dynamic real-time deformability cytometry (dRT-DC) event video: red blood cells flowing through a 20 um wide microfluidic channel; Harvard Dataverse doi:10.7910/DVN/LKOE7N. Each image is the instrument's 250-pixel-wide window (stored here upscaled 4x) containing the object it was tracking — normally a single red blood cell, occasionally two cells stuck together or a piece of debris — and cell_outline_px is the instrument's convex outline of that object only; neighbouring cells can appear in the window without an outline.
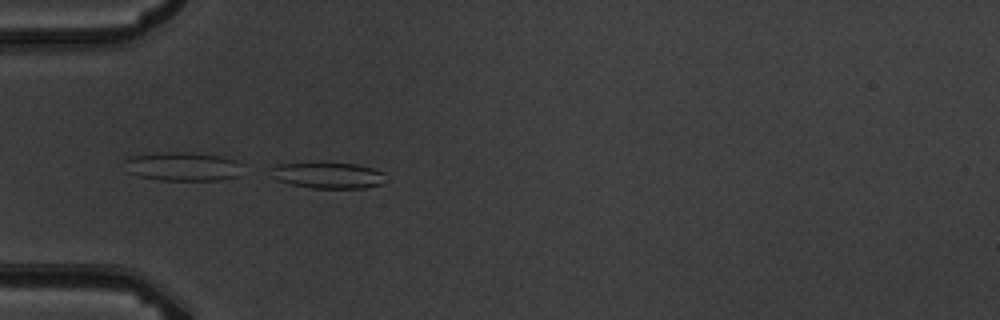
{"species": "common noctule bat (a hibernating species)", "species_latin": "Nyctalus noctula", "temperature_condition": "warm", "stored_images_in_passage": 4, "camera_frame_rate_fps": 3000, "um_per_image_px": 0.085, "animal": {"sex": "male", "body_mass_g": 19.5, "forearm_length_mm": 54.6}, "frame": {"image": 1, "passage_image": 4, "time_ms": 4.333, "image_size_px": [1000, 320], "cell_outline_px": [[384, 172], [380, 184], [364, 188], [312, 188], [292, 184], [276, 180], [272, 176], [272, 168], [276, 164], [316, 160], [324, 160], [356, 164], [372, 168]], "centroid_in_image_um": [27.8, 14.84], "position_along_channel_um": 57.2, "area_um2": 18.09}}